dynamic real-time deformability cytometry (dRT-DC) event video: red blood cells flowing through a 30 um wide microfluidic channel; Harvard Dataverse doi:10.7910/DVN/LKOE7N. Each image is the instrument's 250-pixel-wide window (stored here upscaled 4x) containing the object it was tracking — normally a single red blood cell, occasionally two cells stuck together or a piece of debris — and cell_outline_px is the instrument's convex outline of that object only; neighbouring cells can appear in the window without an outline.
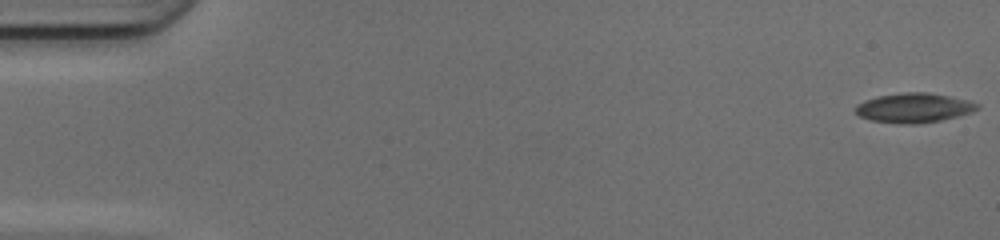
{"species": "common noctule bat (a hibernating species)", "species_latin": "Nyctalus noctula", "temperature_condition": "cold", "stored_images_in_passage": 51, "camera_frame_rate_fps": 3000, "um_per_image_px": 0.085, "animal": {"sex": "female", "body_mass_g": 17.0, "forearm_length_mm": 48.0}, "frame": {"image": 1, "passage_image": 1, "time_ms": 0.0, "image_size_px": [1000, 240], "cell_outline_px": [[980, 108], [972, 112], [940, 120], [916, 124], [904, 124], [872, 120], [860, 116], [856, 112], [856, 108], [864, 100], [880, 96], [908, 92], [928, 92], [948, 96], [980, 104]], "centroid_in_image_um": [77.71, 9.17], "position_along_channel_um": 7.3, "area_um2": 20.46}}
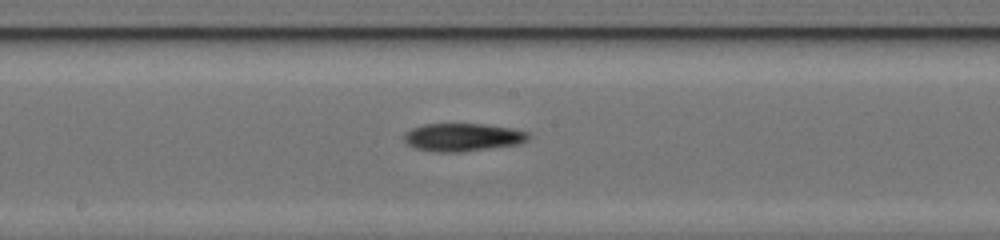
{"frame": {"image": 2, "passage_image": 27, "time_ms": 8.667, "image_size_px": [1000, 240], "cell_outline_px": [[528, 140], [520, 144], [460, 152], [436, 152], [416, 148], [404, 144], [404, 132], [412, 128], [424, 124], [484, 124], [512, 128], [528, 132]], "centroid_in_image_um": [39.3, 11.67], "position_along_channel_um": 208.9, "area_um2": 20.35}}
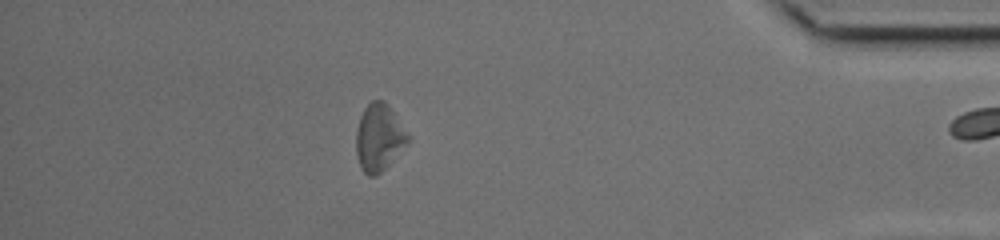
{"frame": {"image": 3, "passage_image": 44, "time_ms": 14.333, "image_size_px": [1000, 240], "cell_outline_px": [[412, 140], [376, 176], [368, 176], [360, 168], [356, 156], [356, 128], [360, 116], [364, 108], [372, 100], [384, 100], [388, 104], [412, 136]], "centroid_in_image_um": [32.24, 11.67], "position_along_channel_um": 403.0, "area_um2": 20.69}}